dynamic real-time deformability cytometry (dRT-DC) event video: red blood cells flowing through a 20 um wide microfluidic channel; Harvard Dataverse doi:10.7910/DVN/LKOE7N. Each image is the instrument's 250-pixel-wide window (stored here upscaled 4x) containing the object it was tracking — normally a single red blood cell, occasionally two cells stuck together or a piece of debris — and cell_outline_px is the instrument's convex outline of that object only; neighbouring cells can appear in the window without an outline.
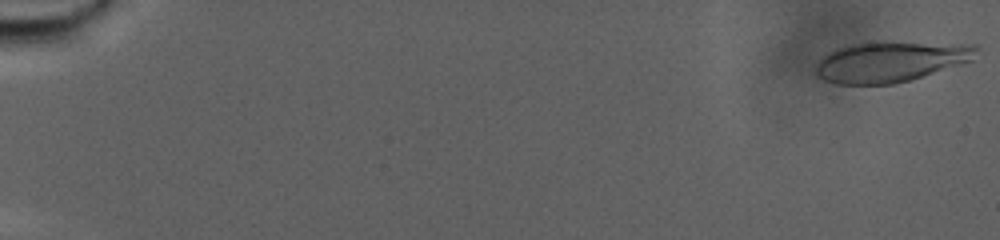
{"species": "human", "species_latin": "Homo sapiens", "temperature_condition": "warm", "stored_images_in_passage": 89, "camera_frame_rate_fps": 3000, "um_per_image_px": 0.085, "donor": {"sex": "male"}, "frame": {"image": 1, "passage_image": 1, "time_ms": 0.0, "image_size_px": [1000, 240], "cell_outline_px": [[980, 48], [972, 60], [912, 80], [892, 84], [836, 84], [824, 80], [816, 72], [816, 64], [828, 52], [836, 48], [852, 44], [976, 44]], "centroid_in_image_um": [75.7, 5.28], "position_along_channel_um": 9.3, "area_um2": 36.82}}
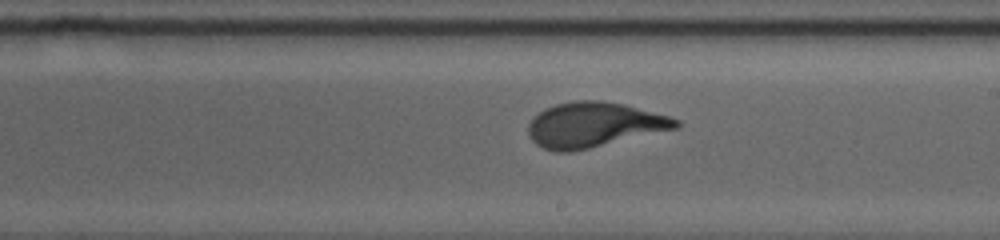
{"frame": {"image": 2, "passage_image": 55, "time_ms": 18.0, "image_size_px": [1000, 240], "cell_outline_px": [[680, 124], [676, 128], [572, 152], [556, 152], [544, 148], [536, 144], [532, 140], [528, 132], [528, 124], [544, 108], [556, 104], [572, 100], [600, 100], [624, 104], [668, 116], [680, 120]], "centroid_in_image_um": [50.45, 10.6], "position_along_channel_um": 238.5, "area_um2": 38.38}}
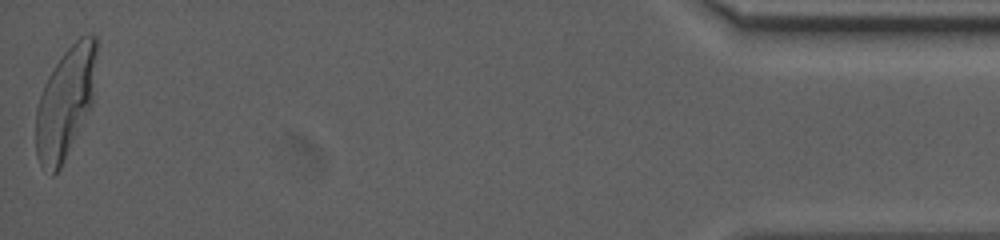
{"frame": {"image": 3, "passage_image": 89, "time_ms": 29.333, "image_size_px": [1000, 240], "cell_outline_px": [[96, 52], [92, 108], [60, 168], [52, 176], [40, 164], [36, 156], [36, 108], [44, 84], [48, 76], [64, 52], [80, 36], [92, 32], [96, 36]], "centroid_in_image_um": [5.56, 8.73], "position_along_channel_um": 429.6, "area_um2": 39.25}, "authors_computed_cell_mechanics": {"area_um2": 37.6278, "velocity_mm_per_s": 2.3949, "shape_relaxation_time_tau1_ms": 6.0368, "shape_relaxation_time_tau2_ms": null, "deformation_change_tau1": 0.2229, "deformation_change_tau2": null}}